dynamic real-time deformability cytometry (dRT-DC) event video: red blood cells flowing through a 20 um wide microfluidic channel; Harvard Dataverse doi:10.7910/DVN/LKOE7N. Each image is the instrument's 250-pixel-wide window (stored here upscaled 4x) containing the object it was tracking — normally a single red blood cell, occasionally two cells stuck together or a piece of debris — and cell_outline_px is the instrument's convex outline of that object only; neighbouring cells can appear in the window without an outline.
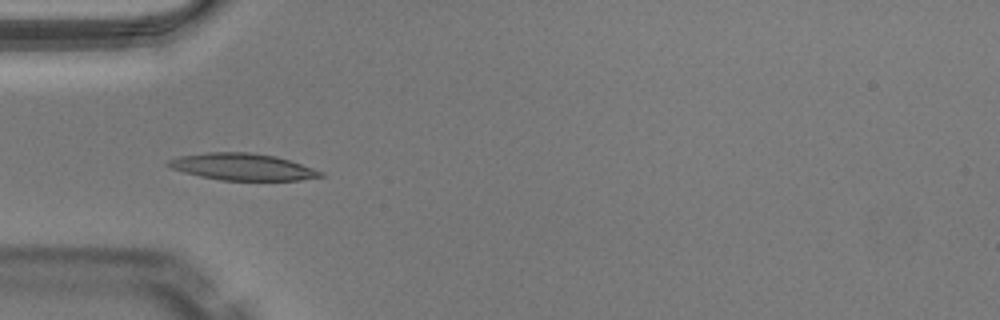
{"species": "Egyptian fruit bat (a non-hibernating species)", "species_latin": "Rousettus aegyptiacus", "temperature_condition": "warm", "stored_images_in_passage": 49, "camera_frame_rate_fps": 3000, "um_per_image_px": 0.085, "animal": {"sex": "male"}, "frame": {"image": 1, "passage_image": 15, "time_ms": 4.667, "image_size_px": [1000, 320], "cell_outline_px": [[324, 176], [300, 180], [220, 180], [200, 176], [184, 172], [172, 168], [164, 164], [168, 160], [180, 156], [204, 152], [248, 152], [276, 156], [324, 172]], "centroid_in_image_um": [20.58, 14.18], "position_along_channel_um": 64.4, "area_um2": 23.64}}
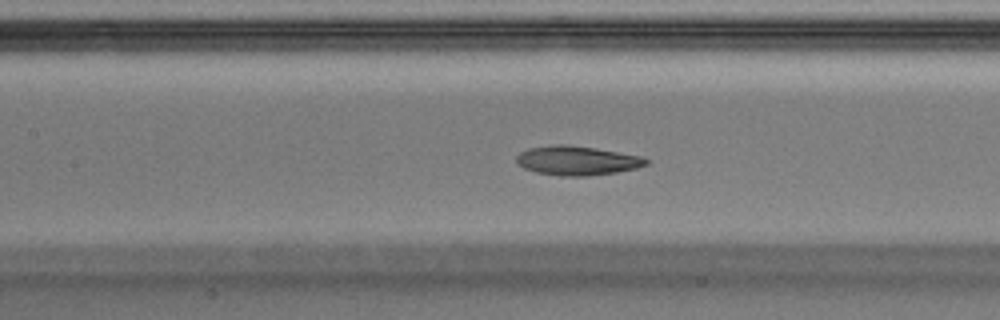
{"frame": {"image": 2, "passage_image": 22, "time_ms": 7.0, "image_size_px": [1000, 320], "cell_outline_px": [[648, 164], [636, 168], [616, 172], [588, 176], [560, 176], [536, 172], [524, 168], [516, 164], [516, 156], [520, 152], [528, 148], [552, 144], [564, 144], [596, 148], [640, 156], [648, 160]], "centroid_in_image_um": [49.0, 13.64], "position_along_channel_um": 158.4, "area_um2": 22.14}, "authors_computed_cell_mechanics": {"area_um2": 22.3108, "velocity_mm_per_s": 4.0321, "shape_relaxation_time_tau1_ms": 5.011, "shape_relaxation_time_tau2_ms": 2.8073, "deformation_change_tau1": 0.1631, "deformation_change_tau2": 0.0866}}